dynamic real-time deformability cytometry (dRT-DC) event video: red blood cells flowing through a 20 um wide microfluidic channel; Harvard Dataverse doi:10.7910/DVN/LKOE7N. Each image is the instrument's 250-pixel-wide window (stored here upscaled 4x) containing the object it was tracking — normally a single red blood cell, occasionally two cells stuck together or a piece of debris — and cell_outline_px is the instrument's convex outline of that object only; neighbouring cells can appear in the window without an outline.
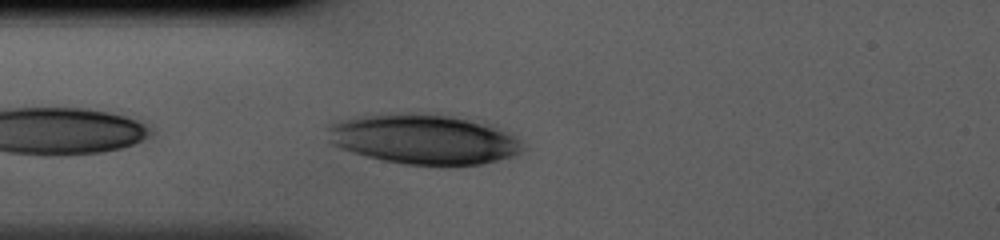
{"species": "human", "species_latin": "Homo sapiens", "temperature_condition": "cold", "stored_images_in_passage": 23, "camera_frame_rate_fps": 3000, "um_per_image_px": 0.085, "donor": {"sex": "male"}, "frame": {"image": 1, "passage_image": 2, "time_ms": 0.333, "image_size_px": [1000, 240], "cell_outline_px": [[524, 148], [520, 152], [512, 156], [480, 164], [404, 164], [384, 160], [352, 152], [340, 148], [332, 144], [328, 128], [332, 124], [340, 120], [364, 116], [452, 116], [468, 120], [504, 132], [512, 136]], "centroid_in_image_um": [35.97, 11.88], "position_along_channel_um": 49.0, "area_um2": 53.75}}
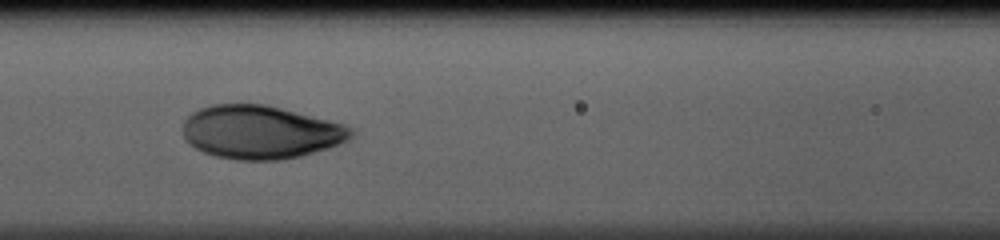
{"frame": {"image": 2, "passage_image": 9, "time_ms": 2.667, "image_size_px": [1000, 240], "cell_outline_px": [[356, 132], [348, 140], [328, 148], [300, 156], [280, 160], [236, 160], [216, 156], [204, 152], [188, 144], [184, 140], [184, 120], [192, 112], [200, 108], [212, 104], [264, 104], [344, 124], [352, 128]], "centroid_in_image_um": [22.13, 11.24], "position_along_channel_um": 144.5, "area_um2": 52.25}}
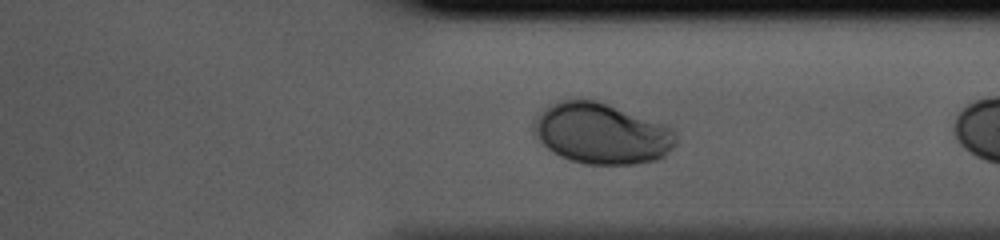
{"frame": {"image": 3, "passage_image": 22, "time_ms": 7.0, "image_size_px": [1000, 240], "cell_outline_px": [[676, 144], [660, 160], [636, 164], [584, 164], [568, 160], [552, 152], [532, 132], [532, 124], [552, 104], [560, 100], [596, 100], [664, 124], [672, 128], [676, 132]], "centroid_in_image_um": [51.17, 11.38], "position_along_channel_um": 360.2, "area_um2": 50.11}}